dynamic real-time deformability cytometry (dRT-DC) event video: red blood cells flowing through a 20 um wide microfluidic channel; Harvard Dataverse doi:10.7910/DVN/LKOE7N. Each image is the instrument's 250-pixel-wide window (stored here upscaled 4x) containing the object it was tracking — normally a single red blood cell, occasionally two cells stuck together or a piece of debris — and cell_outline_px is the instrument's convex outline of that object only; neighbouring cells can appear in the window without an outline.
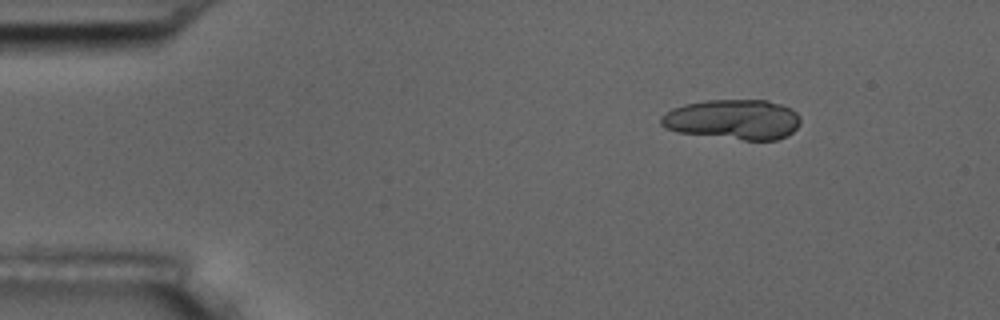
{"species": "common noctule bat (a hibernating species)", "species_latin": "Nyctalus noctula", "temperature_condition": "room temperature", "stored_images_in_passage": 5, "camera_frame_rate_fps": 3000, "um_per_image_px": 0.085, "animal": {"sex": "male", "body_mass_g": 17.5, "forearm_length_mm": 52.3}, "frame": {"image": 1, "passage_image": 1, "time_ms": 0.0, "image_size_px": [1000, 320], "cell_outline_px": [[800, 124], [788, 136], [776, 140], [744, 140], [676, 132], [664, 128], [660, 124], [660, 116], [672, 108], [684, 104], [708, 100], [768, 100], [792, 108], [800, 116]], "centroid_in_image_um": [62.31, 10.16], "position_along_channel_um": 22.7, "area_um2": 32.89}}